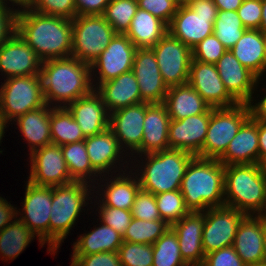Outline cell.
<instances>
[{
	"mask_svg": "<svg viewBox=\"0 0 266 266\" xmlns=\"http://www.w3.org/2000/svg\"><path fill=\"white\" fill-rule=\"evenodd\" d=\"M118 254L122 266H153V244L123 241Z\"/></svg>",
	"mask_w": 266,
	"mask_h": 266,
	"instance_id": "43",
	"label": "cell"
},
{
	"mask_svg": "<svg viewBox=\"0 0 266 266\" xmlns=\"http://www.w3.org/2000/svg\"><path fill=\"white\" fill-rule=\"evenodd\" d=\"M131 214L139 220H162L157 207L155 195L142 189L136 195Z\"/></svg>",
	"mask_w": 266,
	"mask_h": 266,
	"instance_id": "45",
	"label": "cell"
},
{
	"mask_svg": "<svg viewBox=\"0 0 266 266\" xmlns=\"http://www.w3.org/2000/svg\"><path fill=\"white\" fill-rule=\"evenodd\" d=\"M52 144L66 145L85 140L82 130L67 107H52L50 111Z\"/></svg>",
	"mask_w": 266,
	"mask_h": 266,
	"instance_id": "36",
	"label": "cell"
},
{
	"mask_svg": "<svg viewBox=\"0 0 266 266\" xmlns=\"http://www.w3.org/2000/svg\"><path fill=\"white\" fill-rule=\"evenodd\" d=\"M136 50V46L125 34L116 33L110 44L90 65L94 90L101 83L132 71Z\"/></svg>",
	"mask_w": 266,
	"mask_h": 266,
	"instance_id": "12",
	"label": "cell"
},
{
	"mask_svg": "<svg viewBox=\"0 0 266 266\" xmlns=\"http://www.w3.org/2000/svg\"><path fill=\"white\" fill-rule=\"evenodd\" d=\"M262 265L266 266V228L264 231V240H263V258Z\"/></svg>",
	"mask_w": 266,
	"mask_h": 266,
	"instance_id": "62",
	"label": "cell"
},
{
	"mask_svg": "<svg viewBox=\"0 0 266 266\" xmlns=\"http://www.w3.org/2000/svg\"><path fill=\"white\" fill-rule=\"evenodd\" d=\"M188 83L212 108H229L238 104L226 90L215 64L192 60Z\"/></svg>",
	"mask_w": 266,
	"mask_h": 266,
	"instance_id": "19",
	"label": "cell"
},
{
	"mask_svg": "<svg viewBox=\"0 0 266 266\" xmlns=\"http://www.w3.org/2000/svg\"><path fill=\"white\" fill-rule=\"evenodd\" d=\"M15 8L0 4V47L17 31L18 11Z\"/></svg>",
	"mask_w": 266,
	"mask_h": 266,
	"instance_id": "52",
	"label": "cell"
},
{
	"mask_svg": "<svg viewBox=\"0 0 266 266\" xmlns=\"http://www.w3.org/2000/svg\"><path fill=\"white\" fill-rule=\"evenodd\" d=\"M226 51L225 46L212 34L192 48V60L216 64Z\"/></svg>",
	"mask_w": 266,
	"mask_h": 266,
	"instance_id": "44",
	"label": "cell"
},
{
	"mask_svg": "<svg viewBox=\"0 0 266 266\" xmlns=\"http://www.w3.org/2000/svg\"><path fill=\"white\" fill-rule=\"evenodd\" d=\"M144 119L145 102L110 113L109 128L118 139L126 155H131L130 159H133V155L135 156L140 152Z\"/></svg>",
	"mask_w": 266,
	"mask_h": 266,
	"instance_id": "18",
	"label": "cell"
},
{
	"mask_svg": "<svg viewBox=\"0 0 266 266\" xmlns=\"http://www.w3.org/2000/svg\"><path fill=\"white\" fill-rule=\"evenodd\" d=\"M17 208L0 196V232L17 217Z\"/></svg>",
	"mask_w": 266,
	"mask_h": 266,
	"instance_id": "54",
	"label": "cell"
},
{
	"mask_svg": "<svg viewBox=\"0 0 266 266\" xmlns=\"http://www.w3.org/2000/svg\"><path fill=\"white\" fill-rule=\"evenodd\" d=\"M33 3H34V0H0V4H4L7 6L12 4V7L18 6V8H16L18 12L22 10L30 9Z\"/></svg>",
	"mask_w": 266,
	"mask_h": 266,
	"instance_id": "58",
	"label": "cell"
},
{
	"mask_svg": "<svg viewBox=\"0 0 266 266\" xmlns=\"http://www.w3.org/2000/svg\"><path fill=\"white\" fill-rule=\"evenodd\" d=\"M264 90V95L262 98L256 99L258 102L252 98L249 103L250 116L257 121L266 123V88ZM255 100V101H254ZM256 102V103H255ZM254 103V104H253Z\"/></svg>",
	"mask_w": 266,
	"mask_h": 266,
	"instance_id": "55",
	"label": "cell"
},
{
	"mask_svg": "<svg viewBox=\"0 0 266 266\" xmlns=\"http://www.w3.org/2000/svg\"><path fill=\"white\" fill-rule=\"evenodd\" d=\"M16 32L42 61L71 57V19L26 9L17 14Z\"/></svg>",
	"mask_w": 266,
	"mask_h": 266,
	"instance_id": "1",
	"label": "cell"
},
{
	"mask_svg": "<svg viewBox=\"0 0 266 266\" xmlns=\"http://www.w3.org/2000/svg\"><path fill=\"white\" fill-rule=\"evenodd\" d=\"M215 65L228 93L238 103L248 104L255 96L253 94L262 79H258L245 68L230 50H227Z\"/></svg>",
	"mask_w": 266,
	"mask_h": 266,
	"instance_id": "21",
	"label": "cell"
},
{
	"mask_svg": "<svg viewBox=\"0 0 266 266\" xmlns=\"http://www.w3.org/2000/svg\"><path fill=\"white\" fill-rule=\"evenodd\" d=\"M71 266H122L118 252L71 255Z\"/></svg>",
	"mask_w": 266,
	"mask_h": 266,
	"instance_id": "49",
	"label": "cell"
},
{
	"mask_svg": "<svg viewBox=\"0 0 266 266\" xmlns=\"http://www.w3.org/2000/svg\"><path fill=\"white\" fill-rule=\"evenodd\" d=\"M115 34L103 15L76 16L72 20L71 57L91 65Z\"/></svg>",
	"mask_w": 266,
	"mask_h": 266,
	"instance_id": "10",
	"label": "cell"
},
{
	"mask_svg": "<svg viewBox=\"0 0 266 266\" xmlns=\"http://www.w3.org/2000/svg\"><path fill=\"white\" fill-rule=\"evenodd\" d=\"M168 33V25L149 12L137 9L125 35L136 48H152Z\"/></svg>",
	"mask_w": 266,
	"mask_h": 266,
	"instance_id": "33",
	"label": "cell"
},
{
	"mask_svg": "<svg viewBox=\"0 0 266 266\" xmlns=\"http://www.w3.org/2000/svg\"><path fill=\"white\" fill-rule=\"evenodd\" d=\"M230 51L245 68L263 80L266 72L265 34L259 29H247Z\"/></svg>",
	"mask_w": 266,
	"mask_h": 266,
	"instance_id": "30",
	"label": "cell"
},
{
	"mask_svg": "<svg viewBox=\"0 0 266 266\" xmlns=\"http://www.w3.org/2000/svg\"><path fill=\"white\" fill-rule=\"evenodd\" d=\"M141 99L148 103H163L168 91L163 82L152 48H137L132 66Z\"/></svg>",
	"mask_w": 266,
	"mask_h": 266,
	"instance_id": "22",
	"label": "cell"
},
{
	"mask_svg": "<svg viewBox=\"0 0 266 266\" xmlns=\"http://www.w3.org/2000/svg\"><path fill=\"white\" fill-rule=\"evenodd\" d=\"M137 9V0H110L103 16L116 33L125 34Z\"/></svg>",
	"mask_w": 266,
	"mask_h": 266,
	"instance_id": "41",
	"label": "cell"
},
{
	"mask_svg": "<svg viewBox=\"0 0 266 266\" xmlns=\"http://www.w3.org/2000/svg\"><path fill=\"white\" fill-rule=\"evenodd\" d=\"M28 155H30L28 181L32 184L53 187L74 181L69 174L61 146L50 144Z\"/></svg>",
	"mask_w": 266,
	"mask_h": 266,
	"instance_id": "15",
	"label": "cell"
},
{
	"mask_svg": "<svg viewBox=\"0 0 266 266\" xmlns=\"http://www.w3.org/2000/svg\"><path fill=\"white\" fill-rule=\"evenodd\" d=\"M137 3L138 8L158 17L167 25L170 24L179 7L175 0H137Z\"/></svg>",
	"mask_w": 266,
	"mask_h": 266,
	"instance_id": "48",
	"label": "cell"
},
{
	"mask_svg": "<svg viewBox=\"0 0 266 266\" xmlns=\"http://www.w3.org/2000/svg\"><path fill=\"white\" fill-rule=\"evenodd\" d=\"M201 266H247L233 246L221 248L205 255Z\"/></svg>",
	"mask_w": 266,
	"mask_h": 266,
	"instance_id": "51",
	"label": "cell"
},
{
	"mask_svg": "<svg viewBox=\"0 0 266 266\" xmlns=\"http://www.w3.org/2000/svg\"><path fill=\"white\" fill-rule=\"evenodd\" d=\"M193 157L183 150L168 149L133 156L135 159H131L130 168L137 175L141 189L156 195L180 190L186 168ZM137 161L139 164H136Z\"/></svg>",
	"mask_w": 266,
	"mask_h": 266,
	"instance_id": "4",
	"label": "cell"
},
{
	"mask_svg": "<svg viewBox=\"0 0 266 266\" xmlns=\"http://www.w3.org/2000/svg\"><path fill=\"white\" fill-rule=\"evenodd\" d=\"M205 224V211L189 212L170 227L175 231L182 258L189 266H201L205 254L202 247V232Z\"/></svg>",
	"mask_w": 266,
	"mask_h": 266,
	"instance_id": "25",
	"label": "cell"
},
{
	"mask_svg": "<svg viewBox=\"0 0 266 266\" xmlns=\"http://www.w3.org/2000/svg\"><path fill=\"white\" fill-rule=\"evenodd\" d=\"M92 231L78 236L72 255H90L99 252H118L123 243L122 235L112 227L100 223ZM97 226V227H96Z\"/></svg>",
	"mask_w": 266,
	"mask_h": 266,
	"instance_id": "34",
	"label": "cell"
},
{
	"mask_svg": "<svg viewBox=\"0 0 266 266\" xmlns=\"http://www.w3.org/2000/svg\"><path fill=\"white\" fill-rule=\"evenodd\" d=\"M93 186L81 181L52 187V206L49 222V250L55 255L75 227L80 213L88 204L93 206ZM92 191V192H91ZM91 195V196H90ZM92 198V199H91ZM90 201V203H89ZM67 236V237H66Z\"/></svg>",
	"mask_w": 266,
	"mask_h": 266,
	"instance_id": "5",
	"label": "cell"
},
{
	"mask_svg": "<svg viewBox=\"0 0 266 266\" xmlns=\"http://www.w3.org/2000/svg\"><path fill=\"white\" fill-rule=\"evenodd\" d=\"M95 91L102 97L109 113L144 102L141 99L138 81L132 71L101 83Z\"/></svg>",
	"mask_w": 266,
	"mask_h": 266,
	"instance_id": "29",
	"label": "cell"
},
{
	"mask_svg": "<svg viewBox=\"0 0 266 266\" xmlns=\"http://www.w3.org/2000/svg\"><path fill=\"white\" fill-rule=\"evenodd\" d=\"M110 0H75L76 16L103 15Z\"/></svg>",
	"mask_w": 266,
	"mask_h": 266,
	"instance_id": "53",
	"label": "cell"
},
{
	"mask_svg": "<svg viewBox=\"0 0 266 266\" xmlns=\"http://www.w3.org/2000/svg\"><path fill=\"white\" fill-rule=\"evenodd\" d=\"M170 117L164 103L145 102V119L140 152L136 156L169 149Z\"/></svg>",
	"mask_w": 266,
	"mask_h": 266,
	"instance_id": "27",
	"label": "cell"
},
{
	"mask_svg": "<svg viewBox=\"0 0 266 266\" xmlns=\"http://www.w3.org/2000/svg\"><path fill=\"white\" fill-rule=\"evenodd\" d=\"M259 30L266 34V0H262V20L260 23Z\"/></svg>",
	"mask_w": 266,
	"mask_h": 266,
	"instance_id": "59",
	"label": "cell"
},
{
	"mask_svg": "<svg viewBox=\"0 0 266 266\" xmlns=\"http://www.w3.org/2000/svg\"><path fill=\"white\" fill-rule=\"evenodd\" d=\"M52 107L45 105L39 109L29 111L18 116L12 123H16L22 137L27 141L29 154L44 146L52 144L50 130V111Z\"/></svg>",
	"mask_w": 266,
	"mask_h": 266,
	"instance_id": "31",
	"label": "cell"
},
{
	"mask_svg": "<svg viewBox=\"0 0 266 266\" xmlns=\"http://www.w3.org/2000/svg\"><path fill=\"white\" fill-rule=\"evenodd\" d=\"M153 266H189L182 258L177 235L171 227L153 244Z\"/></svg>",
	"mask_w": 266,
	"mask_h": 266,
	"instance_id": "38",
	"label": "cell"
},
{
	"mask_svg": "<svg viewBox=\"0 0 266 266\" xmlns=\"http://www.w3.org/2000/svg\"><path fill=\"white\" fill-rule=\"evenodd\" d=\"M170 225L165 220H139L132 218L127 230L124 232L123 241L131 243L154 244Z\"/></svg>",
	"mask_w": 266,
	"mask_h": 266,
	"instance_id": "40",
	"label": "cell"
},
{
	"mask_svg": "<svg viewBox=\"0 0 266 266\" xmlns=\"http://www.w3.org/2000/svg\"><path fill=\"white\" fill-rule=\"evenodd\" d=\"M42 60L16 32L0 47V72L5 79L40 75Z\"/></svg>",
	"mask_w": 266,
	"mask_h": 266,
	"instance_id": "20",
	"label": "cell"
},
{
	"mask_svg": "<svg viewBox=\"0 0 266 266\" xmlns=\"http://www.w3.org/2000/svg\"><path fill=\"white\" fill-rule=\"evenodd\" d=\"M209 120L210 109L181 120L171 119L168 131L169 149L183 150L197 156L205 142Z\"/></svg>",
	"mask_w": 266,
	"mask_h": 266,
	"instance_id": "23",
	"label": "cell"
},
{
	"mask_svg": "<svg viewBox=\"0 0 266 266\" xmlns=\"http://www.w3.org/2000/svg\"><path fill=\"white\" fill-rule=\"evenodd\" d=\"M7 124H9L3 116L0 114V143L2 142V138L4 137L5 129L7 128ZM1 145V144H0Z\"/></svg>",
	"mask_w": 266,
	"mask_h": 266,
	"instance_id": "60",
	"label": "cell"
},
{
	"mask_svg": "<svg viewBox=\"0 0 266 266\" xmlns=\"http://www.w3.org/2000/svg\"><path fill=\"white\" fill-rule=\"evenodd\" d=\"M218 10L237 11L242 5L243 0H213Z\"/></svg>",
	"mask_w": 266,
	"mask_h": 266,
	"instance_id": "56",
	"label": "cell"
},
{
	"mask_svg": "<svg viewBox=\"0 0 266 266\" xmlns=\"http://www.w3.org/2000/svg\"><path fill=\"white\" fill-rule=\"evenodd\" d=\"M224 202L245 215H266V177L259 164L225 166Z\"/></svg>",
	"mask_w": 266,
	"mask_h": 266,
	"instance_id": "6",
	"label": "cell"
},
{
	"mask_svg": "<svg viewBox=\"0 0 266 266\" xmlns=\"http://www.w3.org/2000/svg\"><path fill=\"white\" fill-rule=\"evenodd\" d=\"M259 161L266 156V123L258 121Z\"/></svg>",
	"mask_w": 266,
	"mask_h": 266,
	"instance_id": "57",
	"label": "cell"
},
{
	"mask_svg": "<svg viewBox=\"0 0 266 266\" xmlns=\"http://www.w3.org/2000/svg\"><path fill=\"white\" fill-rule=\"evenodd\" d=\"M225 166L218 159L194 156L181 182L180 191L190 212L223 207Z\"/></svg>",
	"mask_w": 266,
	"mask_h": 266,
	"instance_id": "3",
	"label": "cell"
},
{
	"mask_svg": "<svg viewBox=\"0 0 266 266\" xmlns=\"http://www.w3.org/2000/svg\"><path fill=\"white\" fill-rule=\"evenodd\" d=\"M245 216L237 209L227 206L207 209L202 232L204 254L233 246L237 228Z\"/></svg>",
	"mask_w": 266,
	"mask_h": 266,
	"instance_id": "14",
	"label": "cell"
},
{
	"mask_svg": "<svg viewBox=\"0 0 266 266\" xmlns=\"http://www.w3.org/2000/svg\"><path fill=\"white\" fill-rule=\"evenodd\" d=\"M61 151L69 174L74 181L89 183L92 186L98 182L101 175L90 163L85 146V140L61 145Z\"/></svg>",
	"mask_w": 266,
	"mask_h": 266,
	"instance_id": "35",
	"label": "cell"
},
{
	"mask_svg": "<svg viewBox=\"0 0 266 266\" xmlns=\"http://www.w3.org/2000/svg\"><path fill=\"white\" fill-rule=\"evenodd\" d=\"M224 166L259 163L258 121L251 116L241 125L218 159Z\"/></svg>",
	"mask_w": 266,
	"mask_h": 266,
	"instance_id": "28",
	"label": "cell"
},
{
	"mask_svg": "<svg viewBox=\"0 0 266 266\" xmlns=\"http://www.w3.org/2000/svg\"><path fill=\"white\" fill-rule=\"evenodd\" d=\"M23 201L22 212L17 209V218L21 220L28 229L37 236L40 246L47 243L49 250V222L52 206V187L38 186L27 181ZM20 215V217H19Z\"/></svg>",
	"mask_w": 266,
	"mask_h": 266,
	"instance_id": "11",
	"label": "cell"
},
{
	"mask_svg": "<svg viewBox=\"0 0 266 266\" xmlns=\"http://www.w3.org/2000/svg\"><path fill=\"white\" fill-rule=\"evenodd\" d=\"M155 199L161 219L170 226L190 212L180 190L156 194Z\"/></svg>",
	"mask_w": 266,
	"mask_h": 266,
	"instance_id": "42",
	"label": "cell"
},
{
	"mask_svg": "<svg viewBox=\"0 0 266 266\" xmlns=\"http://www.w3.org/2000/svg\"><path fill=\"white\" fill-rule=\"evenodd\" d=\"M152 49L167 87L188 83L191 48L168 32Z\"/></svg>",
	"mask_w": 266,
	"mask_h": 266,
	"instance_id": "13",
	"label": "cell"
},
{
	"mask_svg": "<svg viewBox=\"0 0 266 266\" xmlns=\"http://www.w3.org/2000/svg\"><path fill=\"white\" fill-rule=\"evenodd\" d=\"M128 172L126 170L122 173L114 174V176L113 174L102 175L98 179L99 183H95L98 186H93V193L98 195L93 194V197H96L94 208L96 205H100L131 211L136 195L141 187L137 175L131 169Z\"/></svg>",
	"mask_w": 266,
	"mask_h": 266,
	"instance_id": "17",
	"label": "cell"
},
{
	"mask_svg": "<svg viewBox=\"0 0 266 266\" xmlns=\"http://www.w3.org/2000/svg\"><path fill=\"white\" fill-rule=\"evenodd\" d=\"M40 77L45 102L51 107H67L94 90L91 66L74 57L42 61Z\"/></svg>",
	"mask_w": 266,
	"mask_h": 266,
	"instance_id": "2",
	"label": "cell"
},
{
	"mask_svg": "<svg viewBox=\"0 0 266 266\" xmlns=\"http://www.w3.org/2000/svg\"><path fill=\"white\" fill-rule=\"evenodd\" d=\"M246 30L237 11L218 10L213 34L227 50L233 48Z\"/></svg>",
	"mask_w": 266,
	"mask_h": 266,
	"instance_id": "39",
	"label": "cell"
},
{
	"mask_svg": "<svg viewBox=\"0 0 266 266\" xmlns=\"http://www.w3.org/2000/svg\"><path fill=\"white\" fill-rule=\"evenodd\" d=\"M32 10L73 20L76 17L75 0H34Z\"/></svg>",
	"mask_w": 266,
	"mask_h": 266,
	"instance_id": "46",
	"label": "cell"
},
{
	"mask_svg": "<svg viewBox=\"0 0 266 266\" xmlns=\"http://www.w3.org/2000/svg\"><path fill=\"white\" fill-rule=\"evenodd\" d=\"M85 146L92 167L101 176L102 174L114 175L116 174V172L120 173L126 171L127 169H130L128 166L131 165V163L129 164L130 156L125 155L126 152L121 148L118 139L110 128H107L97 135L86 137ZM125 157L129 158L126 159ZM124 164L126 165L124 166Z\"/></svg>",
	"mask_w": 266,
	"mask_h": 266,
	"instance_id": "16",
	"label": "cell"
},
{
	"mask_svg": "<svg viewBox=\"0 0 266 266\" xmlns=\"http://www.w3.org/2000/svg\"><path fill=\"white\" fill-rule=\"evenodd\" d=\"M163 103L173 120L199 115L211 108L189 83L168 87Z\"/></svg>",
	"mask_w": 266,
	"mask_h": 266,
	"instance_id": "32",
	"label": "cell"
},
{
	"mask_svg": "<svg viewBox=\"0 0 266 266\" xmlns=\"http://www.w3.org/2000/svg\"><path fill=\"white\" fill-rule=\"evenodd\" d=\"M196 0H175L176 4L180 6H189L191 3L195 2Z\"/></svg>",
	"mask_w": 266,
	"mask_h": 266,
	"instance_id": "63",
	"label": "cell"
},
{
	"mask_svg": "<svg viewBox=\"0 0 266 266\" xmlns=\"http://www.w3.org/2000/svg\"><path fill=\"white\" fill-rule=\"evenodd\" d=\"M67 108L85 137L97 135L109 128L110 113L95 90L70 103Z\"/></svg>",
	"mask_w": 266,
	"mask_h": 266,
	"instance_id": "26",
	"label": "cell"
},
{
	"mask_svg": "<svg viewBox=\"0 0 266 266\" xmlns=\"http://www.w3.org/2000/svg\"><path fill=\"white\" fill-rule=\"evenodd\" d=\"M46 105L40 75L4 79L0 86V114L9 123Z\"/></svg>",
	"mask_w": 266,
	"mask_h": 266,
	"instance_id": "8",
	"label": "cell"
},
{
	"mask_svg": "<svg viewBox=\"0 0 266 266\" xmlns=\"http://www.w3.org/2000/svg\"><path fill=\"white\" fill-rule=\"evenodd\" d=\"M217 12L213 0H196L189 6H180L168 25V32L192 49L213 34Z\"/></svg>",
	"mask_w": 266,
	"mask_h": 266,
	"instance_id": "7",
	"label": "cell"
},
{
	"mask_svg": "<svg viewBox=\"0 0 266 266\" xmlns=\"http://www.w3.org/2000/svg\"><path fill=\"white\" fill-rule=\"evenodd\" d=\"M237 13L246 29H259L262 20V0H243Z\"/></svg>",
	"mask_w": 266,
	"mask_h": 266,
	"instance_id": "50",
	"label": "cell"
},
{
	"mask_svg": "<svg viewBox=\"0 0 266 266\" xmlns=\"http://www.w3.org/2000/svg\"><path fill=\"white\" fill-rule=\"evenodd\" d=\"M96 209L98 210L100 221L123 236L133 218L131 211L99 205Z\"/></svg>",
	"mask_w": 266,
	"mask_h": 266,
	"instance_id": "47",
	"label": "cell"
},
{
	"mask_svg": "<svg viewBox=\"0 0 266 266\" xmlns=\"http://www.w3.org/2000/svg\"><path fill=\"white\" fill-rule=\"evenodd\" d=\"M35 236L17 217L0 232V255L3 260H14L33 241Z\"/></svg>",
	"mask_w": 266,
	"mask_h": 266,
	"instance_id": "37",
	"label": "cell"
},
{
	"mask_svg": "<svg viewBox=\"0 0 266 266\" xmlns=\"http://www.w3.org/2000/svg\"><path fill=\"white\" fill-rule=\"evenodd\" d=\"M265 54H266V34H265Z\"/></svg>",
	"mask_w": 266,
	"mask_h": 266,
	"instance_id": "64",
	"label": "cell"
},
{
	"mask_svg": "<svg viewBox=\"0 0 266 266\" xmlns=\"http://www.w3.org/2000/svg\"><path fill=\"white\" fill-rule=\"evenodd\" d=\"M266 215H246L240 222L233 247L247 265H262Z\"/></svg>",
	"mask_w": 266,
	"mask_h": 266,
	"instance_id": "24",
	"label": "cell"
},
{
	"mask_svg": "<svg viewBox=\"0 0 266 266\" xmlns=\"http://www.w3.org/2000/svg\"><path fill=\"white\" fill-rule=\"evenodd\" d=\"M258 164L262 174L266 177V156L262 157Z\"/></svg>",
	"mask_w": 266,
	"mask_h": 266,
	"instance_id": "61",
	"label": "cell"
},
{
	"mask_svg": "<svg viewBox=\"0 0 266 266\" xmlns=\"http://www.w3.org/2000/svg\"><path fill=\"white\" fill-rule=\"evenodd\" d=\"M250 117L249 106L238 103L229 108H210V120L205 142L201 152L202 158L219 159L226 151L231 140L236 136L241 125Z\"/></svg>",
	"mask_w": 266,
	"mask_h": 266,
	"instance_id": "9",
	"label": "cell"
}]
</instances>
